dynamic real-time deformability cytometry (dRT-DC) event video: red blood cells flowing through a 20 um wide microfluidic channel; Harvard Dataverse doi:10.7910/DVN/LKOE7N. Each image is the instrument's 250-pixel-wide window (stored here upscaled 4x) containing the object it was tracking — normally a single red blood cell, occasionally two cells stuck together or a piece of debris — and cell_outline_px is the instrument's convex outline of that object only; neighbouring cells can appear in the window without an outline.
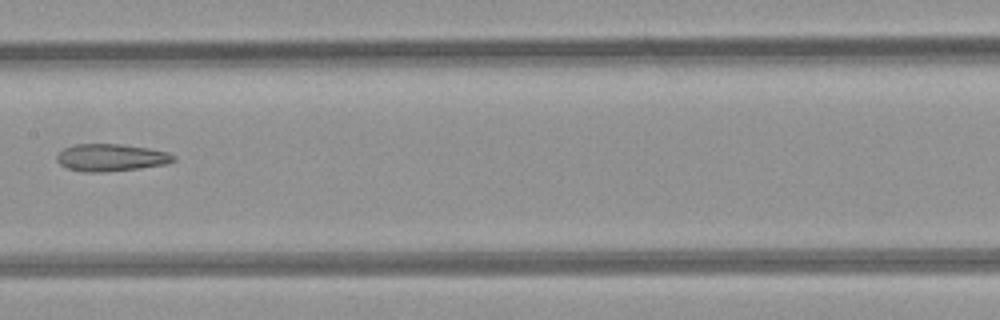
{"species": "common noctule bat (a hibernating species)", "species_latin": "Nyctalus noctula", "temperature_condition": "room temperature", "stored_images_in_passage": 6, "camera_frame_rate_fps": 3000, "um_per_image_px": 0.085, "animal": {"sex": "female", "body_mass_g": 21.9}, "frame": {"image": 1, "passage_image": 6, "time_ms": 5.667, "image_size_px": [1000, 320], "cell_outline_px": [[176, 160], [164, 164], [140, 168], [100, 172], [84, 172], [68, 168], [60, 164], [56, 160], [56, 156], [64, 148], [76, 144], [120, 144], [148, 148], [168, 152], [176, 156]], "centroid_in_image_um": [9.44, 13.39], "position_along_channel_um": 198.0, "area_um2": 18.44}}